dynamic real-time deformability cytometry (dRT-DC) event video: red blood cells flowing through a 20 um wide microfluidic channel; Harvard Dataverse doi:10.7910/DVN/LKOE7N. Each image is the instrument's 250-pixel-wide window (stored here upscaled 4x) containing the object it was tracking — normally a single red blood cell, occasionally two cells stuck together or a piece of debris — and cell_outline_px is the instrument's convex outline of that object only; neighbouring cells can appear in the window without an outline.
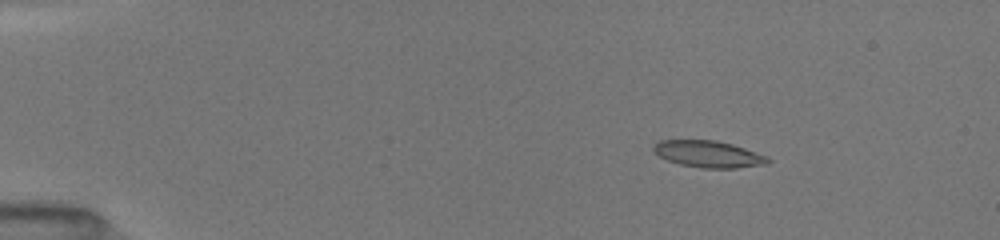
{"species": "common noctule bat (a hibernating species)", "species_latin": "Nyctalus noctula", "temperature_condition": "room temperature", "stored_images_in_passage": 44, "camera_frame_rate_fps": 3000, "um_per_image_px": 0.085, "animal": {"sex": "female", "body_mass_g": 19.5, "forearm_length_mm": 54.1}, "frame": {"image": 1, "passage_image": 1, "time_ms": 0.0, "image_size_px": [1000, 240], "cell_outline_px": [[772, 160], [764, 164], [736, 168], [700, 168], [680, 164], [668, 160], [660, 156], [652, 148], [660, 140], [716, 140], [732, 144], [768, 156]], "centroid_in_image_um": [60.24, 13.1], "position_along_channel_um": 24.8, "area_um2": 17.63}}
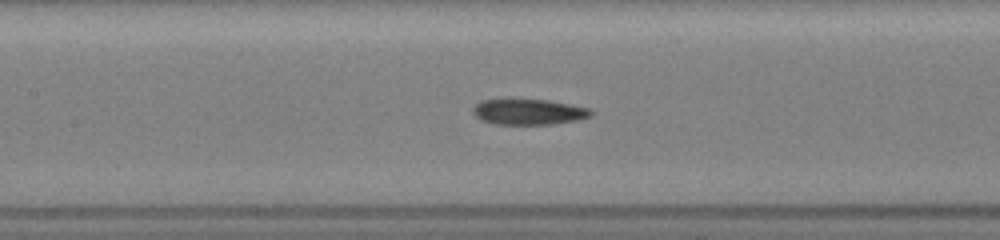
{"frame": {"image": 2, "passage_image": 18, "time_ms": 5.667, "image_size_px": [1000, 240], "cell_outline_px": [[592, 116], [576, 120], [552, 124], [496, 124], [480, 120], [472, 112], [472, 108], [480, 100], [508, 96], [548, 100], [588, 108], [592, 112]], "centroid_in_image_um": [44.83, 9.46], "position_along_channel_um": 162.6, "area_um2": 18.38}}
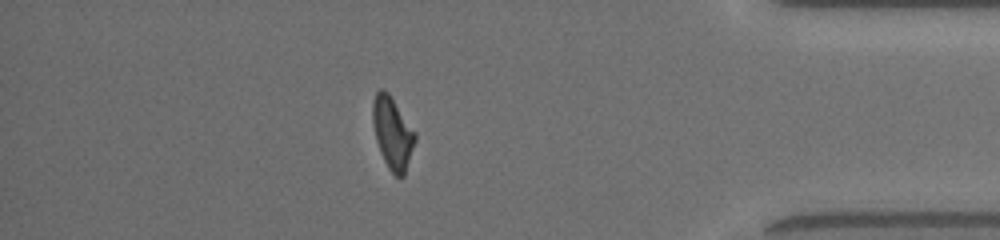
{"frame": {"image": 3, "passage_image": 38, "time_ms": 12.333, "image_size_px": [1000, 240], "cell_outline_px": [[416, 140], [404, 176], [396, 176], [388, 168], [380, 152], [376, 140], [372, 120], [372, 100], [376, 92], [380, 88], [384, 88], [388, 92], [416, 132]], "centroid_in_image_um": [33.36, 11.27], "position_along_channel_um": 401.8, "area_um2": 17.86}, "authors_computed_cell_mechanics": {"area_um2": 17.918, "velocity_mm_per_s": 4.0635, "shape_relaxation_time_tau1_ms": 5.2392, "shape_relaxation_time_tau2_ms": 4.2394, "deformation_change_tau1": 0.1699, "deformation_change_tau2": 0.0973}}